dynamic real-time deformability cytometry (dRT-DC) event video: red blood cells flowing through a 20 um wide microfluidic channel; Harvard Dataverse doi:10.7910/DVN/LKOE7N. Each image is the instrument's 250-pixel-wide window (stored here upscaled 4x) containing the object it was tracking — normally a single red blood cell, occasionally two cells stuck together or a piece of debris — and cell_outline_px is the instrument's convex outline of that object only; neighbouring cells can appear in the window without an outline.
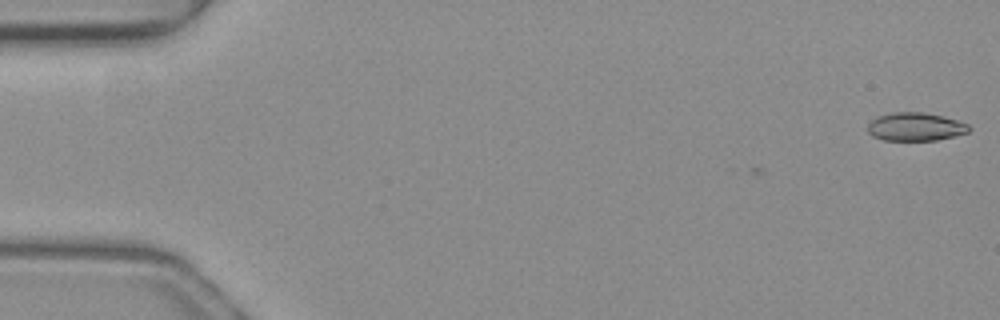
{"species": "common noctule bat (a hibernating species)", "species_latin": "Nyctalus noctula", "temperature_condition": "warm", "stored_images_in_passage": 4, "camera_frame_rate_fps": 3000, "um_per_image_px": 0.085, "animal": {"sex": "female", "body_mass_g": 19.3, "forearm_length_mm": 54.1}, "frame": {"image": 1, "passage_image": 1, "time_ms": 0.0, "image_size_px": [1000, 320], "cell_outline_px": [[972, 128], [968, 132], [936, 140], [884, 140], [872, 136], [868, 132], [868, 124], [876, 116], [892, 112], [924, 112], [944, 116], [968, 124]], "centroid_in_image_um": [77.8, 10.76], "position_along_channel_um": 7.2, "area_um2": 16.7}}